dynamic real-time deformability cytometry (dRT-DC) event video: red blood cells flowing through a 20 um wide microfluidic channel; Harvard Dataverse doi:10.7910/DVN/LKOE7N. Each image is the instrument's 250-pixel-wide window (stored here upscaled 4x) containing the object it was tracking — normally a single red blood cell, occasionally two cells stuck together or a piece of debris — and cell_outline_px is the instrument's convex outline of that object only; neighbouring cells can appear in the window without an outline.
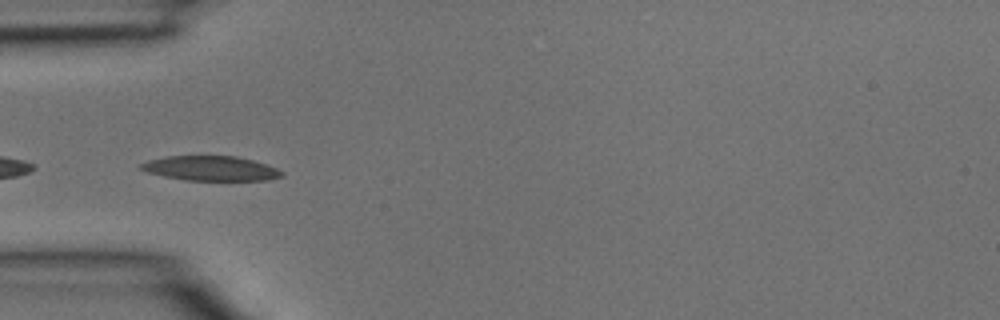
{"species": "common noctule bat (a hibernating species)", "species_latin": "Nyctalus noctula", "temperature_condition": "room temperature", "stored_images_in_passage": 14, "camera_frame_rate_fps": 3000, "um_per_image_px": 0.085, "animal": {"sex": "male", "body_mass_g": 15.6}, "frame": {"image": 1, "passage_image": 11, "time_ms": 3.333, "image_size_px": [1000, 320], "cell_outline_px": [[284, 176], [268, 180], [184, 180], [164, 176], [148, 172], [136, 168], [140, 164], [148, 160], [164, 156], [236, 156], [252, 160], [276, 168], [284, 172]], "centroid_in_image_um": [17.88, 14.31], "position_along_channel_um": 67.1, "area_um2": 20.29}}